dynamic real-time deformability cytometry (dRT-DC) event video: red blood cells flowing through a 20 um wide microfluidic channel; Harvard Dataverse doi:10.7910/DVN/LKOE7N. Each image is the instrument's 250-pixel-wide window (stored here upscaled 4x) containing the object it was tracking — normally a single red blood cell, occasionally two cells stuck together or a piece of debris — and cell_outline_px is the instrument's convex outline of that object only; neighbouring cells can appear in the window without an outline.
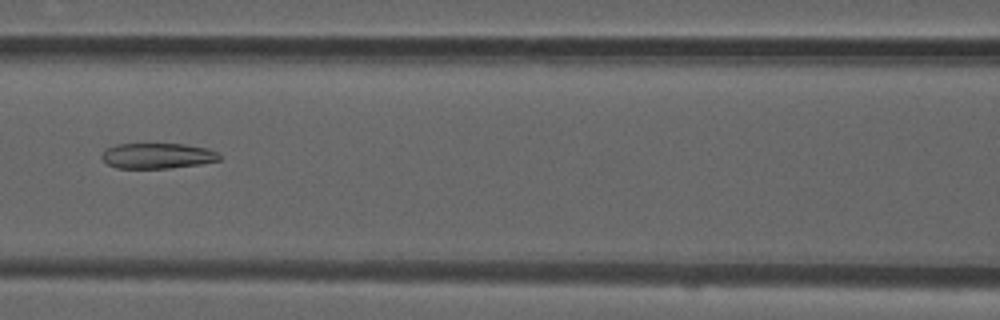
{"species": "common noctule bat (a hibernating species)", "species_latin": "Nyctalus noctula", "temperature_condition": "room temperature", "stored_images_in_passage": 49, "camera_frame_rate_fps": 3000, "um_per_image_px": 0.085, "animal": {"sex": "male", "forearm_length_mm": 52.5}, "frame": {"image": 1, "passage_image": 23, "time_ms": 7.333, "image_size_px": [1000, 320], "cell_outline_px": [[220, 160], [200, 164], [168, 168], [116, 168], [108, 164], [100, 156], [108, 148], [116, 144], [184, 144], [208, 148], [216, 152], [220, 156]], "centroid_in_image_um": [13.39, 13.24], "position_along_channel_um": 153.2, "area_um2": 17.34}}
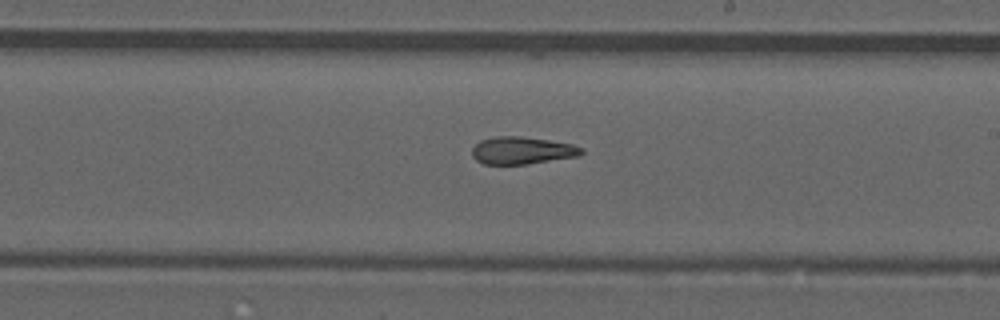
{"frame": {"image": 2, "passage_image": 30, "time_ms": 9.667, "image_size_px": [1000, 320], "cell_outline_px": [[584, 152], [580, 156], [528, 164], [484, 164], [476, 160], [472, 156], [472, 148], [480, 140], [496, 136], [520, 136], [548, 140], [572, 144], [584, 148]], "centroid_in_image_um": [44.39, 12.79], "position_along_channel_um": 244.6, "area_um2": 17.57}}
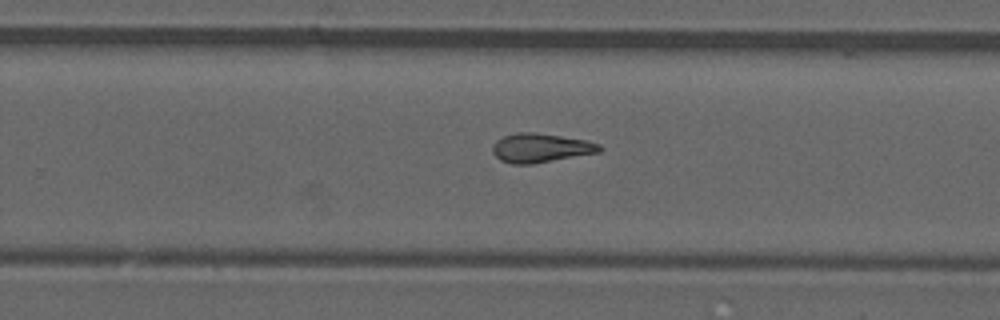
{"frame": {"image": 3, "passage_image": 33, "time_ms": 10.667, "image_size_px": [1000, 320], "cell_outline_px": [[604, 148], [600, 152], [532, 164], [512, 164], [500, 160], [492, 152], [492, 144], [496, 140], [504, 136], [520, 132], [536, 132], [588, 140], [600, 144]], "centroid_in_image_um": [45.97, 12.57], "position_along_channel_um": 283.8, "area_um2": 18.26}, "authors_computed_cell_mechanics": {"area_um2": 18.1492, "velocity_mm_per_s": 3.9359, "shape_relaxation_time_tau1_ms": null, "shape_relaxation_time_tau2_ms": 4.4018, "deformation_change_tau1": null, "deformation_change_tau2": 0.1569}}